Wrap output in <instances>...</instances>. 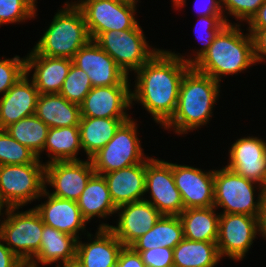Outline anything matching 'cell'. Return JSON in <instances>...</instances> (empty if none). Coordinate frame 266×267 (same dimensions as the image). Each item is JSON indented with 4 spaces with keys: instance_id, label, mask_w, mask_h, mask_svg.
I'll return each instance as SVG.
<instances>
[{
    "instance_id": "22",
    "label": "cell",
    "mask_w": 266,
    "mask_h": 267,
    "mask_svg": "<svg viewBox=\"0 0 266 267\" xmlns=\"http://www.w3.org/2000/svg\"><path fill=\"white\" fill-rule=\"evenodd\" d=\"M97 229L94 238L87 232L90 243L77 240L76 259L83 267H116L124 245L109 228Z\"/></svg>"
},
{
    "instance_id": "25",
    "label": "cell",
    "mask_w": 266,
    "mask_h": 267,
    "mask_svg": "<svg viewBox=\"0 0 266 267\" xmlns=\"http://www.w3.org/2000/svg\"><path fill=\"white\" fill-rule=\"evenodd\" d=\"M35 115L49 128L79 126L80 106L60 94H40Z\"/></svg>"
},
{
    "instance_id": "41",
    "label": "cell",
    "mask_w": 266,
    "mask_h": 267,
    "mask_svg": "<svg viewBox=\"0 0 266 267\" xmlns=\"http://www.w3.org/2000/svg\"><path fill=\"white\" fill-rule=\"evenodd\" d=\"M248 31L253 36L256 63L266 60V29Z\"/></svg>"
},
{
    "instance_id": "13",
    "label": "cell",
    "mask_w": 266,
    "mask_h": 267,
    "mask_svg": "<svg viewBox=\"0 0 266 267\" xmlns=\"http://www.w3.org/2000/svg\"><path fill=\"white\" fill-rule=\"evenodd\" d=\"M94 173L90 159L55 161L45 164V185L55 189L49 194L61 199L77 201Z\"/></svg>"
},
{
    "instance_id": "46",
    "label": "cell",
    "mask_w": 266,
    "mask_h": 267,
    "mask_svg": "<svg viewBox=\"0 0 266 267\" xmlns=\"http://www.w3.org/2000/svg\"><path fill=\"white\" fill-rule=\"evenodd\" d=\"M62 264H63V267H83L77 259L67 261V262L62 263Z\"/></svg>"
},
{
    "instance_id": "18",
    "label": "cell",
    "mask_w": 266,
    "mask_h": 267,
    "mask_svg": "<svg viewBox=\"0 0 266 267\" xmlns=\"http://www.w3.org/2000/svg\"><path fill=\"white\" fill-rule=\"evenodd\" d=\"M226 167L262 185L266 178V140L256 136L237 139L230 147Z\"/></svg>"
},
{
    "instance_id": "30",
    "label": "cell",
    "mask_w": 266,
    "mask_h": 267,
    "mask_svg": "<svg viewBox=\"0 0 266 267\" xmlns=\"http://www.w3.org/2000/svg\"><path fill=\"white\" fill-rule=\"evenodd\" d=\"M220 259L216 242L184 238L173 248V261L177 267H214Z\"/></svg>"
},
{
    "instance_id": "14",
    "label": "cell",
    "mask_w": 266,
    "mask_h": 267,
    "mask_svg": "<svg viewBox=\"0 0 266 267\" xmlns=\"http://www.w3.org/2000/svg\"><path fill=\"white\" fill-rule=\"evenodd\" d=\"M72 61L88 74L92 87L130 85L129 76L94 40L83 46Z\"/></svg>"
},
{
    "instance_id": "37",
    "label": "cell",
    "mask_w": 266,
    "mask_h": 267,
    "mask_svg": "<svg viewBox=\"0 0 266 267\" xmlns=\"http://www.w3.org/2000/svg\"><path fill=\"white\" fill-rule=\"evenodd\" d=\"M25 73L24 57L0 59V94L3 96Z\"/></svg>"
},
{
    "instance_id": "11",
    "label": "cell",
    "mask_w": 266,
    "mask_h": 267,
    "mask_svg": "<svg viewBox=\"0 0 266 267\" xmlns=\"http://www.w3.org/2000/svg\"><path fill=\"white\" fill-rule=\"evenodd\" d=\"M147 192L151 200H144L150 202L162 215L179 216L184 211L181 193L174 182L172 163L148 156L145 194Z\"/></svg>"
},
{
    "instance_id": "40",
    "label": "cell",
    "mask_w": 266,
    "mask_h": 267,
    "mask_svg": "<svg viewBox=\"0 0 266 267\" xmlns=\"http://www.w3.org/2000/svg\"><path fill=\"white\" fill-rule=\"evenodd\" d=\"M116 267H146L141 255L131 246H123L119 253Z\"/></svg>"
},
{
    "instance_id": "1",
    "label": "cell",
    "mask_w": 266,
    "mask_h": 267,
    "mask_svg": "<svg viewBox=\"0 0 266 267\" xmlns=\"http://www.w3.org/2000/svg\"><path fill=\"white\" fill-rule=\"evenodd\" d=\"M191 67L175 52L159 49L139 70L131 103H141L162 127L175 114L181 80Z\"/></svg>"
},
{
    "instance_id": "38",
    "label": "cell",
    "mask_w": 266,
    "mask_h": 267,
    "mask_svg": "<svg viewBox=\"0 0 266 267\" xmlns=\"http://www.w3.org/2000/svg\"><path fill=\"white\" fill-rule=\"evenodd\" d=\"M264 2L265 0H220L221 8L228 24H230V20H228L225 13L230 16L233 15L240 22L246 21L248 23Z\"/></svg>"
},
{
    "instance_id": "32",
    "label": "cell",
    "mask_w": 266,
    "mask_h": 267,
    "mask_svg": "<svg viewBox=\"0 0 266 267\" xmlns=\"http://www.w3.org/2000/svg\"><path fill=\"white\" fill-rule=\"evenodd\" d=\"M4 130L41 159L49 127L35 114L10 124Z\"/></svg>"
},
{
    "instance_id": "23",
    "label": "cell",
    "mask_w": 266,
    "mask_h": 267,
    "mask_svg": "<svg viewBox=\"0 0 266 267\" xmlns=\"http://www.w3.org/2000/svg\"><path fill=\"white\" fill-rule=\"evenodd\" d=\"M116 207L144 200L146 160L133 166L102 174Z\"/></svg>"
},
{
    "instance_id": "49",
    "label": "cell",
    "mask_w": 266,
    "mask_h": 267,
    "mask_svg": "<svg viewBox=\"0 0 266 267\" xmlns=\"http://www.w3.org/2000/svg\"><path fill=\"white\" fill-rule=\"evenodd\" d=\"M3 208H8L5 204H4V202L2 201V199L0 198V216L2 215V214H4L2 211H3ZM2 212V213H1Z\"/></svg>"
},
{
    "instance_id": "31",
    "label": "cell",
    "mask_w": 266,
    "mask_h": 267,
    "mask_svg": "<svg viewBox=\"0 0 266 267\" xmlns=\"http://www.w3.org/2000/svg\"><path fill=\"white\" fill-rule=\"evenodd\" d=\"M82 149L79 126L49 128L44 150L48 152L47 163L55 161H79V150Z\"/></svg>"
},
{
    "instance_id": "48",
    "label": "cell",
    "mask_w": 266,
    "mask_h": 267,
    "mask_svg": "<svg viewBox=\"0 0 266 267\" xmlns=\"http://www.w3.org/2000/svg\"><path fill=\"white\" fill-rule=\"evenodd\" d=\"M262 196H263V199H266V178H265L264 183L262 184Z\"/></svg>"
},
{
    "instance_id": "39",
    "label": "cell",
    "mask_w": 266,
    "mask_h": 267,
    "mask_svg": "<svg viewBox=\"0 0 266 267\" xmlns=\"http://www.w3.org/2000/svg\"><path fill=\"white\" fill-rule=\"evenodd\" d=\"M146 267H169L174 265L173 249L168 247L151 248L137 251Z\"/></svg>"
},
{
    "instance_id": "15",
    "label": "cell",
    "mask_w": 266,
    "mask_h": 267,
    "mask_svg": "<svg viewBox=\"0 0 266 267\" xmlns=\"http://www.w3.org/2000/svg\"><path fill=\"white\" fill-rule=\"evenodd\" d=\"M116 226L101 223L98 228H109L124 246H130L140 236L146 234L162 214L148 201L141 200L117 207Z\"/></svg>"
},
{
    "instance_id": "19",
    "label": "cell",
    "mask_w": 266,
    "mask_h": 267,
    "mask_svg": "<svg viewBox=\"0 0 266 267\" xmlns=\"http://www.w3.org/2000/svg\"><path fill=\"white\" fill-rule=\"evenodd\" d=\"M41 196H47L46 202L34 208L43 223L80 240L79 231L84 233L87 221L82 217L77 201L55 197L47 189Z\"/></svg>"
},
{
    "instance_id": "33",
    "label": "cell",
    "mask_w": 266,
    "mask_h": 267,
    "mask_svg": "<svg viewBox=\"0 0 266 267\" xmlns=\"http://www.w3.org/2000/svg\"><path fill=\"white\" fill-rule=\"evenodd\" d=\"M91 89L92 83L88 74L72 63L59 94L80 106Z\"/></svg>"
},
{
    "instance_id": "28",
    "label": "cell",
    "mask_w": 266,
    "mask_h": 267,
    "mask_svg": "<svg viewBox=\"0 0 266 267\" xmlns=\"http://www.w3.org/2000/svg\"><path fill=\"white\" fill-rule=\"evenodd\" d=\"M215 210L214 206L185 209L179 215L183 225L184 238L194 241L217 242L220 213H216Z\"/></svg>"
},
{
    "instance_id": "43",
    "label": "cell",
    "mask_w": 266,
    "mask_h": 267,
    "mask_svg": "<svg viewBox=\"0 0 266 267\" xmlns=\"http://www.w3.org/2000/svg\"><path fill=\"white\" fill-rule=\"evenodd\" d=\"M203 0H195V10L196 13L199 14L200 16H210V15H224L222 8H221V3L220 0H204L203 2H201ZM197 2H201L199 4H201V8L200 5H198ZM207 2V3H206Z\"/></svg>"
},
{
    "instance_id": "8",
    "label": "cell",
    "mask_w": 266,
    "mask_h": 267,
    "mask_svg": "<svg viewBox=\"0 0 266 267\" xmlns=\"http://www.w3.org/2000/svg\"><path fill=\"white\" fill-rule=\"evenodd\" d=\"M131 119L123 122L116 130L114 137L90 158L96 174L102 175L127 168L142 163L148 158L143 154L137 135L138 124Z\"/></svg>"
},
{
    "instance_id": "45",
    "label": "cell",
    "mask_w": 266,
    "mask_h": 267,
    "mask_svg": "<svg viewBox=\"0 0 266 267\" xmlns=\"http://www.w3.org/2000/svg\"><path fill=\"white\" fill-rule=\"evenodd\" d=\"M259 234L266 239V199H263L259 217Z\"/></svg>"
},
{
    "instance_id": "42",
    "label": "cell",
    "mask_w": 266,
    "mask_h": 267,
    "mask_svg": "<svg viewBox=\"0 0 266 267\" xmlns=\"http://www.w3.org/2000/svg\"><path fill=\"white\" fill-rule=\"evenodd\" d=\"M3 242V243H1ZM0 267H26V264L21 261L5 244L0 236Z\"/></svg>"
},
{
    "instance_id": "2",
    "label": "cell",
    "mask_w": 266,
    "mask_h": 267,
    "mask_svg": "<svg viewBox=\"0 0 266 267\" xmlns=\"http://www.w3.org/2000/svg\"><path fill=\"white\" fill-rule=\"evenodd\" d=\"M220 83L191 66L184 74L178 95L175 114L163 126L178 135L205 126L212 116L215 102L219 99Z\"/></svg>"
},
{
    "instance_id": "20",
    "label": "cell",
    "mask_w": 266,
    "mask_h": 267,
    "mask_svg": "<svg viewBox=\"0 0 266 267\" xmlns=\"http://www.w3.org/2000/svg\"><path fill=\"white\" fill-rule=\"evenodd\" d=\"M25 73L3 95L0 96V129L35 114L39 91Z\"/></svg>"
},
{
    "instance_id": "36",
    "label": "cell",
    "mask_w": 266,
    "mask_h": 267,
    "mask_svg": "<svg viewBox=\"0 0 266 267\" xmlns=\"http://www.w3.org/2000/svg\"><path fill=\"white\" fill-rule=\"evenodd\" d=\"M36 0H0V26L35 18Z\"/></svg>"
},
{
    "instance_id": "27",
    "label": "cell",
    "mask_w": 266,
    "mask_h": 267,
    "mask_svg": "<svg viewBox=\"0 0 266 267\" xmlns=\"http://www.w3.org/2000/svg\"><path fill=\"white\" fill-rule=\"evenodd\" d=\"M130 118L81 117L79 131L82 149L90 159L113 137L120 125Z\"/></svg>"
},
{
    "instance_id": "26",
    "label": "cell",
    "mask_w": 266,
    "mask_h": 267,
    "mask_svg": "<svg viewBox=\"0 0 266 267\" xmlns=\"http://www.w3.org/2000/svg\"><path fill=\"white\" fill-rule=\"evenodd\" d=\"M77 204L87 222L94 217L104 219L117 213L104 176L96 173L88 180Z\"/></svg>"
},
{
    "instance_id": "21",
    "label": "cell",
    "mask_w": 266,
    "mask_h": 267,
    "mask_svg": "<svg viewBox=\"0 0 266 267\" xmlns=\"http://www.w3.org/2000/svg\"><path fill=\"white\" fill-rule=\"evenodd\" d=\"M28 54L25 57L26 73L35 69L31 79L39 94H59L73 61L39 55L33 49Z\"/></svg>"
},
{
    "instance_id": "4",
    "label": "cell",
    "mask_w": 266,
    "mask_h": 267,
    "mask_svg": "<svg viewBox=\"0 0 266 267\" xmlns=\"http://www.w3.org/2000/svg\"><path fill=\"white\" fill-rule=\"evenodd\" d=\"M52 20L33 50L39 55L72 60L91 40L84 15L75 1L65 2Z\"/></svg>"
},
{
    "instance_id": "34",
    "label": "cell",
    "mask_w": 266,
    "mask_h": 267,
    "mask_svg": "<svg viewBox=\"0 0 266 267\" xmlns=\"http://www.w3.org/2000/svg\"><path fill=\"white\" fill-rule=\"evenodd\" d=\"M37 159L29 148L0 129V165H24L34 163Z\"/></svg>"
},
{
    "instance_id": "29",
    "label": "cell",
    "mask_w": 266,
    "mask_h": 267,
    "mask_svg": "<svg viewBox=\"0 0 266 267\" xmlns=\"http://www.w3.org/2000/svg\"><path fill=\"white\" fill-rule=\"evenodd\" d=\"M184 239L183 225L179 216L162 215L156 224L130 246L135 251L168 247L173 249Z\"/></svg>"
},
{
    "instance_id": "44",
    "label": "cell",
    "mask_w": 266,
    "mask_h": 267,
    "mask_svg": "<svg viewBox=\"0 0 266 267\" xmlns=\"http://www.w3.org/2000/svg\"><path fill=\"white\" fill-rule=\"evenodd\" d=\"M249 28L247 30H262L266 29V0L259 7L257 13L248 22Z\"/></svg>"
},
{
    "instance_id": "12",
    "label": "cell",
    "mask_w": 266,
    "mask_h": 267,
    "mask_svg": "<svg viewBox=\"0 0 266 267\" xmlns=\"http://www.w3.org/2000/svg\"><path fill=\"white\" fill-rule=\"evenodd\" d=\"M259 233V218L244 214L220 213L217 248L223 256L240 261Z\"/></svg>"
},
{
    "instance_id": "5",
    "label": "cell",
    "mask_w": 266,
    "mask_h": 267,
    "mask_svg": "<svg viewBox=\"0 0 266 267\" xmlns=\"http://www.w3.org/2000/svg\"><path fill=\"white\" fill-rule=\"evenodd\" d=\"M256 187H259V193L255 201ZM262 202L261 184L246 179L227 167L214 170V207L223 208L221 213L244 214L259 218Z\"/></svg>"
},
{
    "instance_id": "7",
    "label": "cell",
    "mask_w": 266,
    "mask_h": 267,
    "mask_svg": "<svg viewBox=\"0 0 266 267\" xmlns=\"http://www.w3.org/2000/svg\"><path fill=\"white\" fill-rule=\"evenodd\" d=\"M18 209L4 210L6 218L0 222V236L5 245L27 264L40 249L44 223L35 208L24 212Z\"/></svg>"
},
{
    "instance_id": "47",
    "label": "cell",
    "mask_w": 266,
    "mask_h": 267,
    "mask_svg": "<svg viewBox=\"0 0 266 267\" xmlns=\"http://www.w3.org/2000/svg\"><path fill=\"white\" fill-rule=\"evenodd\" d=\"M172 2H173V5L176 7V9L182 8L184 7V5H186V0H172Z\"/></svg>"
},
{
    "instance_id": "9",
    "label": "cell",
    "mask_w": 266,
    "mask_h": 267,
    "mask_svg": "<svg viewBox=\"0 0 266 267\" xmlns=\"http://www.w3.org/2000/svg\"><path fill=\"white\" fill-rule=\"evenodd\" d=\"M139 0H77L91 40L102 32L134 29L139 23L135 19Z\"/></svg>"
},
{
    "instance_id": "6",
    "label": "cell",
    "mask_w": 266,
    "mask_h": 267,
    "mask_svg": "<svg viewBox=\"0 0 266 267\" xmlns=\"http://www.w3.org/2000/svg\"><path fill=\"white\" fill-rule=\"evenodd\" d=\"M46 188L45 163L41 160L24 165H0V198L8 208L32 203L42 197Z\"/></svg>"
},
{
    "instance_id": "10",
    "label": "cell",
    "mask_w": 266,
    "mask_h": 267,
    "mask_svg": "<svg viewBox=\"0 0 266 267\" xmlns=\"http://www.w3.org/2000/svg\"><path fill=\"white\" fill-rule=\"evenodd\" d=\"M127 74L139 70L159 49L150 48L142 27L102 32L94 40Z\"/></svg>"
},
{
    "instance_id": "3",
    "label": "cell",
    "mask_w": 266,
    "mask_h": 267,
    "mask_svg": "<svg viewBox=\"0 0 266 267\" xmlns=\"http://www.w3.org/2000/svg\"><path fill=\"white\" fill-rule=\"evenodd\" d=\"M254 64L253 36L244 35L239 24L230 23L218 32L209 49L192 66L220 83L223 75L241 73Z\"/></svg>"
},
{
    "instance_id": "24",
    "label": "cell",
    "mask_w": 266,
    "mask_h": 267,
    "mask_svg": "<svg viewBox=\"0 0 266 267\" xmlns=\"http://www.w3.org/2000/svg\"><path fill=\"white\" fill-rule=\"evenodd\" d=\"M77 239L44 224L39 251L26 264V267H38L53 263H65L76 259Z\"/></svg>"
},
{
    "instance_id": "16",
    "label": "cell",
    "mask_w": 266,
    "mask_h": 267,
    "mask_svg": "<svg viewBox=\"0 0 266 267\" xmlns=\"http://www.w3.org/2000/svg\"><path fill=\"white\" fill-rule=\"evenodd\" d=\"M172 173L184 210L214 206V169L203 172L192 166L172 163Z\"/></svg>"
},
{
    "instance_id": "17",
    "label": "cell",
    "mask_w": 266,
    "mask_h": 267,
    "mask_svg": "<svg viewBox=\"0 0 266 267\" xmlns=\"http://www.w3.org/2000/svg\"><path fill=\"white\" fill-rule=\"evenodd\" d=\"M130 85L92 87L80 105L81 117L130 118Z\"/></svg>"
},
{
    "instance_id": "35",
    "label": "cell",
    "mask_w": 266,
    "mask_h": 267,
    "mask_svg": "<svg viewBox=\"0 0 266 267\" xmlns=\"http://www.w3.org/2000/svg\"><path fill=\"white\" fill-rule=\"evenodd\" d=\"M199 19H200L198 21L199 24L196 23V26H194V28L197 29V30H195L197 32V34H198V28L199 27H200L199 33L201 31H203V33H205L204 35H203V33L202 34L200 33L201 36H199V37L197 36L196 37L198 40L201 41V43L203 44V46L200 48V50H198L197 52L196 51L194 52V53H196V55L194 56V58H191V57L184 58L185 56H182L180 53H178V54L175 53L185 63H188L191 66L209 49L210 45L214 41V38L216 37V35L218 34V32L225 25L228 24L226 22V20H225L224 15L200 16ZM197 25H199V27H197ZM200 25H202V27Z\"/></svg>"
}]
</instances>
